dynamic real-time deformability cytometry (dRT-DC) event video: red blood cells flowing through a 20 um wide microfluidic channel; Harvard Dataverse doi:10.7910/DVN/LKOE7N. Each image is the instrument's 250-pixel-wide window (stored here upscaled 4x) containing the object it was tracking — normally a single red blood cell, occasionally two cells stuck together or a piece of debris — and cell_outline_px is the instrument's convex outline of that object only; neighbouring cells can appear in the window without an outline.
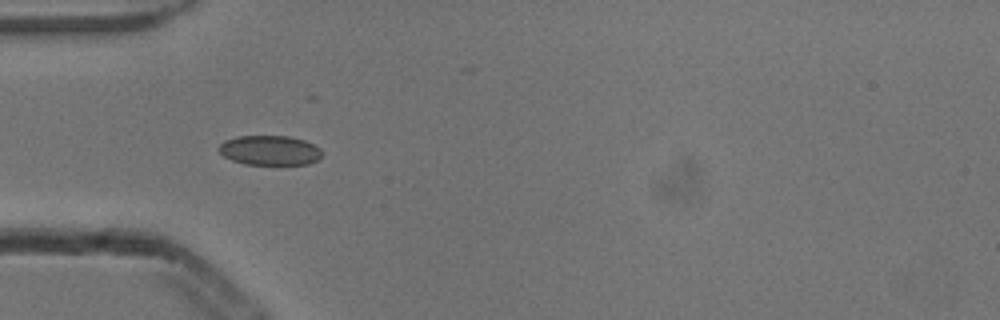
{"species": "common noctule bat (a hibernating species)", "species_latin": "Nyctalus noctula", "temperature_condition": "cold", "stored_images_in_passage": 6, "camera_frame_rate_fps": 3000, "um_per_image_px": 0.085, "animal": {"sex": "male", "body_mass_g": 13.3}, "frame": {"image": 1, "passage_image": 5, "time_ms": 1.333, "image_size_px": [1000, 320], "cell_outline_px": [[324, 152], [316, 160], [308, 164], [244, 164], [232, 160], [224, 156], [216, 148], [224, 140], [236, 136], [288, 136], [304, 140], [320, 148]], "centroid_in_image_um": [22.9, 12.77], "position_along_channel_um": 62.1, "area_um2": 17.86}}
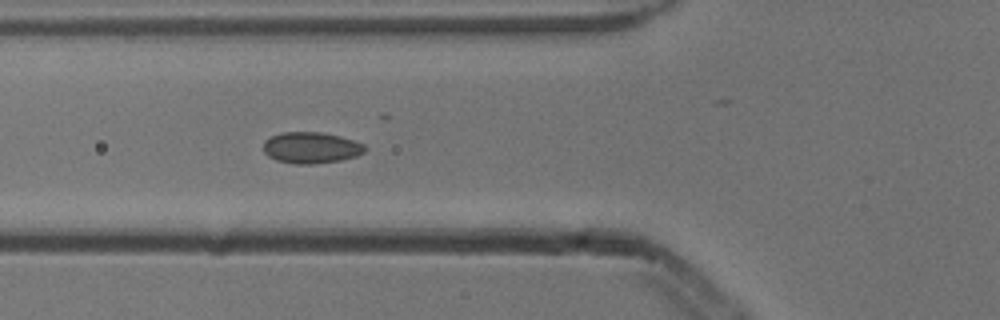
{"frame": {"image": 2, "passage_image": 6, "time_ms": 1.667, "image_size_px": [1000, 320], "cell_outline_px": [[364, 152], [356, 156], [340, 160], [312, 164], [296, 164], [276, 160], [268, 156], [264, 152], [264, 140], [280, 132], [320, 132], [340, 136], [364, 144]], "centroid_in_image_um": [26.41, 12.55], "position_along_channel_um": 99.4, "area_um2": 18.38}}